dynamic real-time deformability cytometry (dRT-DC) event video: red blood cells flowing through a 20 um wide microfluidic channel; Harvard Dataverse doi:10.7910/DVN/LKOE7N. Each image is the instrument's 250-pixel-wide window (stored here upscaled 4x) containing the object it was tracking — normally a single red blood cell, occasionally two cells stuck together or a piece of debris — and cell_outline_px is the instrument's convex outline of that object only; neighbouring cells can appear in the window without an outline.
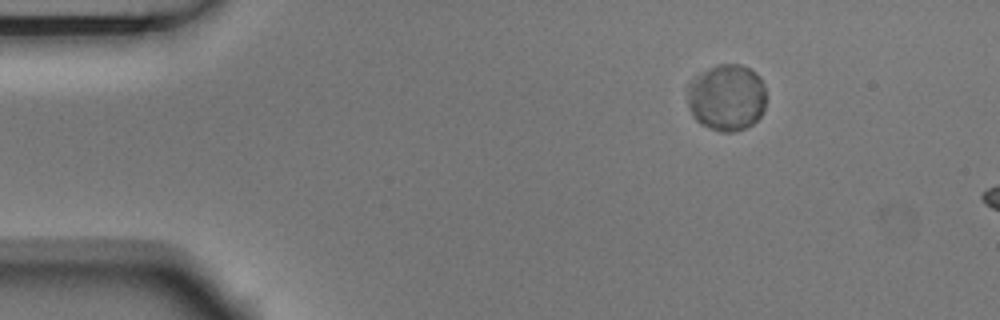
{"species": "Egyptian fruit bat (a non-hibernating species)", "species_latin": "Rousettus aegyptiacus", "temperature_condition": "room temperature", "stored_images_in_passage": 4, "camera_frame_rate_fps": 3000, "um_per_image_px": 0.085, "animal": {"sex": "male"}, "frame": {"image": 1, "passage_image": 1, "time_ms": 0.0, "image_size_px": [1000, 320], "cell_outline_px": [[764, 112], [752, 124], [744, 128], [732, 132], [724, 132], [700, 124], [692, 116], [688, 108], [684, 88], [696, 76], [708, 68], [720, 64], [740, 64], [756, 72], [760, 76], [764, 84]], "centroid_in_image_um": [61.72, 8.27], "position_along_channel_um": 23.3, "area_um2": 30.98}}